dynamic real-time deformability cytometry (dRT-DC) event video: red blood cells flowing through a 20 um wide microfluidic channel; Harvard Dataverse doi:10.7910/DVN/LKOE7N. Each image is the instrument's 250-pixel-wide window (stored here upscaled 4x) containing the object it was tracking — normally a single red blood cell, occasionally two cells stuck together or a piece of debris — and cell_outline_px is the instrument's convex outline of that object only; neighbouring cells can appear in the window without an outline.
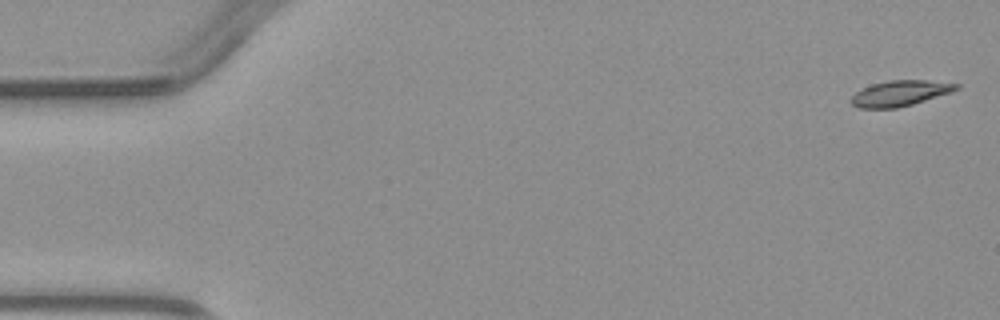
{"species": "common noctule bat (a hibernating species)", "species_latin": "Nyctalus noctula", "temperature_condition": "warm", "stored_images_in_passage": 2, "camera_frame_rate_fps": 3000, "um_per_image_px": 0.085, "animal": {"sex": "male", "body_mass_g": 23.1, "forearm_length_mm": 52.7}, "frame": {"image": 1, "passage_image": 2, "time_ms": 1.333, "image_size_px": [1000, 320], "cell_outline_px": [[960, 88], [952, 92], [912, 104], [896, 108], [860, 108], [852, 104], [848, 100], [856, 92], [872, 84], [888, 80], [924, 80], [960, 84]], "centroid_in_image_um": [76.5, 7.93], "position_along_channel_um": 8.5, "area_um2": 15.61}}